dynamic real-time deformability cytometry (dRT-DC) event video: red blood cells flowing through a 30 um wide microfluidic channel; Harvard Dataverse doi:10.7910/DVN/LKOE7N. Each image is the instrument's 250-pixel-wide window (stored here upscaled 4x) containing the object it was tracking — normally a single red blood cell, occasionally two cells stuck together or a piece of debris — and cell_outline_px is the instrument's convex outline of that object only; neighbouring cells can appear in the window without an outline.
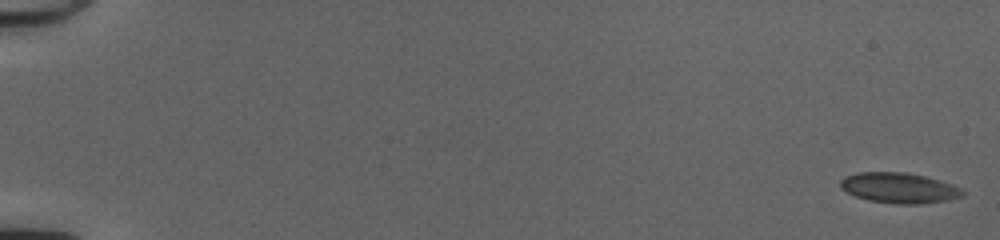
{"species": "common noctule bat (a hibernating species)", "species_latin": "Nyctalus noctula", "temperature_condition": "cold", "stored_images_in_passage": 52, "camera_frame_rate_fps": 3000, "um_per_image_px": 0.085, "animal": {"sex": "female", "body_mass_g": 20.0, "forearm_length_mm": 54.0}, "frame": {"image": 1, "passage_image": 1, "time_ms": 0.0, "image_size_px": [1000, 240], "cell_outline_px": [[964, 196], [948, 200], [920, 204], [896, 204], [868, 200], [856, 196], [840, 188], [840, 180], [844, 176], [856, 172], [908, 172], [924, 176], [952, 184], [960, 188], [964, 192]], "centroid_in_image_um": [76.41, 15.97], "position_along_channel_um": 8.6, "area_um2": 21.73}}
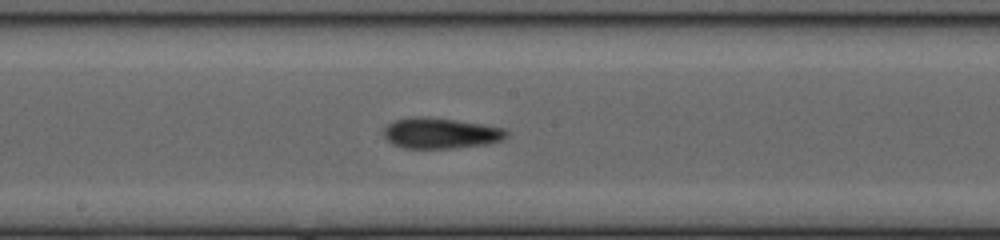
{"frame": {"image": 2, "passage_image": 30, "time_ms": 9.667, "image_size_px": [1000, 240], "cell_outline_px": [[508, 136], [504, 140], [488, 144], [452, 148], [404, 148], [392, 144], [384, 136], [384, 128], [392, 120], [412, 116], [428, 116], [484, 124], [504, 128], [508, 132]], "centroid_in_image_um": [37.46, 11.31], "position_along_channel_um": 210.7, "area_um2": 22.31}}
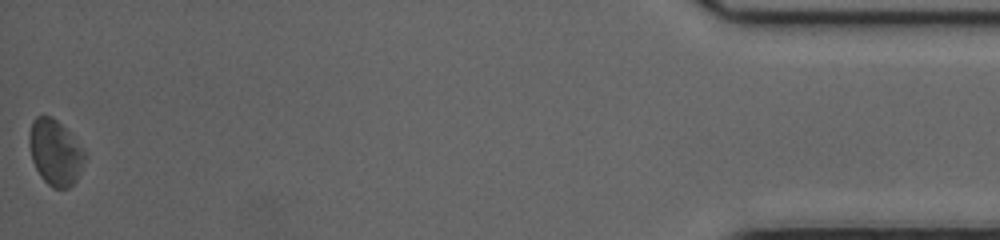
{"frame": {"image": 3, "passage_image": 52, "time_ms": 17.0, "image_size_px": [1000, 240], "cell_outline_px": [[88, 156], [76, 180], [68, 188], [52, 188], [40, 176], [32, 160], [28, 144], [28, 136], [32, 120], [36, 116], [52, 116], [68, 132]], "centroid_in_image_um": [4.67, 12.96], "position_along_channel_um": 430.5, "area_um2": 21.15}, "authors_computed_cell_mechanics": {"area_um2": 21.0103, "velocity_mm_per_s": 4.1095, "shape_relaxation_time_tau1_ms": 8.2783, "shape_relaxation_time_tau2_ms": 4.8003, "deformation_change_tau1": 0.1276, "deformation_change_tau2": 0.1152}}